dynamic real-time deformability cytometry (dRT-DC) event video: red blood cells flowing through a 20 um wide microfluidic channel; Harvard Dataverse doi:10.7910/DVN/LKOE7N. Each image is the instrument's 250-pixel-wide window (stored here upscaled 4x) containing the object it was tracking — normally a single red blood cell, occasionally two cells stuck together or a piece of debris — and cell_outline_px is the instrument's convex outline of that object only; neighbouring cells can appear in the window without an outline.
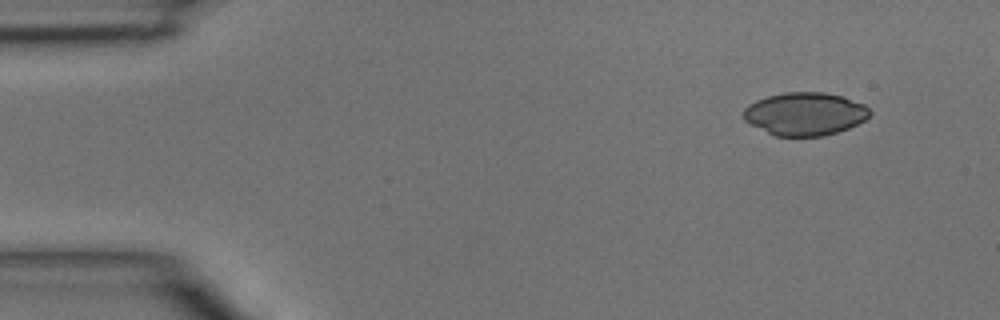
{"species": "common noctule bat (a hibernating species)", "species_latin": "Nyctalus noctula", "temperature_condition": "room temperature", "stored_images_in_passage": 2, "camera_frame_rate_fps": 3000, "um_per_image_px": 0.085, "animal": {"sex": "male", "body_mass_g": 15.6}, "frame": {"image": 1, "passage_image": 1, "time_ms": 0.0, "image_size_px": [1000, 320], "cell_outline_px": [[872, 112], [864, 120], [848, 128], [824, 136], [776, 136], [744, 120], [744, 108], [748, 104], [756, 100], [768, 96], [784, 92], [824, 92], [844, 96], [864, 104]], "centroid_in_image_um": [68.44, 9.66], "position_along_channel_um": 16.6, "area_um2": 31.5}}